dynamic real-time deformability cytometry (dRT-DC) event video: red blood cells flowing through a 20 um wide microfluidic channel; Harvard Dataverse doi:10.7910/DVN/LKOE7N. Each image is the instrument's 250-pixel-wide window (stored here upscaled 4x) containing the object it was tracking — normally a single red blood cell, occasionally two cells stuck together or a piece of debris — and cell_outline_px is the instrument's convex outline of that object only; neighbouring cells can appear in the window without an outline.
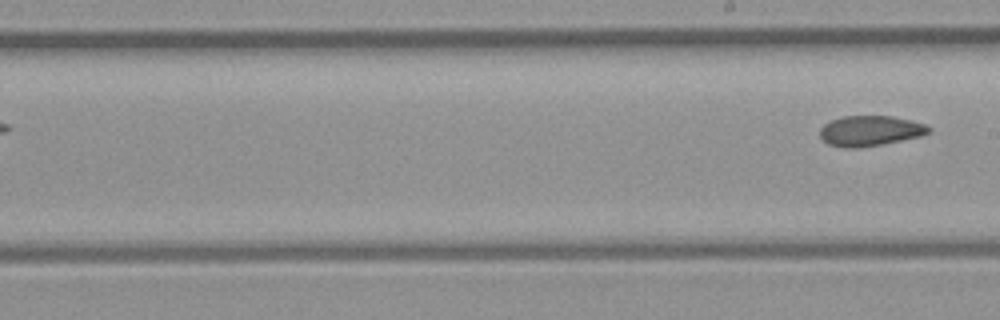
{"species": "common noctule bat (a hibernating species)", "species_latin": "Nyctalus noctula", "temperature_condition": "room temperature", "stored_images_in_passage": 8, "segment_of_instrument_passage": [2, 2], "camera_frame_rate_fps": 3000, "um_per_image_px": 0.085, "animal": {"sex": "female", "body_mass_g": 21.9}, "frame": {"image": 1, "passage_image": 8, "time_ms": 9.0, "image_size_px": [1000, 320], "cell_outline_px": [[932, 128], [928, 132], [920, 136], [880, 144], [856, 148], [848, 148], [828, 144], [820, 136], [820, 128], [824, 124], [832, 120], [844, 116], [892, 116], [924, 124]], "centroid_in_image_um": [73.93, 11.11], "position_along_channel_um": 215.1, "area_um2": 18.84}}